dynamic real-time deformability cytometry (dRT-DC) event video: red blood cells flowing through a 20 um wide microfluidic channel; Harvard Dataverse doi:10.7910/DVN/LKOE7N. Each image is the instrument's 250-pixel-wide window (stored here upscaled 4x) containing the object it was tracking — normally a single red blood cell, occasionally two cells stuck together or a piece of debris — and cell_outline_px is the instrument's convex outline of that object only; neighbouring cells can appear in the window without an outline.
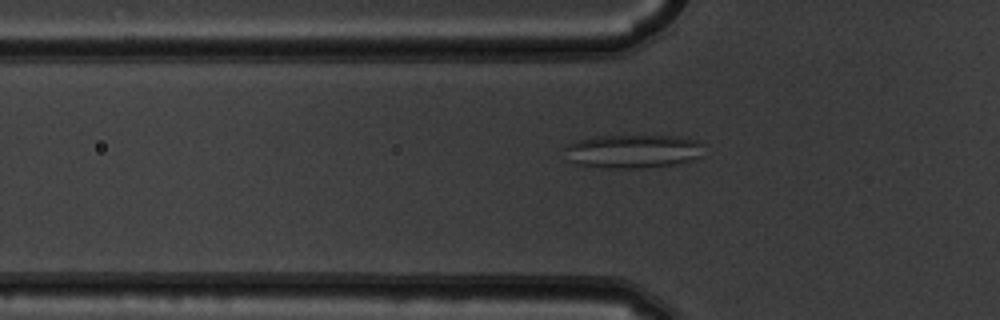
{"species": "common noctule bat (a hibernating species)", "species_latin": "Nyctalus noctula", "temperature_condition": "warm", "stored_images_in_passage": 9, "camera_frame_rate_fps": 3000, "um_per_image_px": 0.085, "animal": {"sex": "male", "body_mass_g": 19.5, "forearm_length_mm": 54.6}, "frame": {"image": 1, "passage_image": 6, "time_ms": 1.667, "image_size_px": [1000, 320], "cell_outline_px": [[700, 156], [692, 160], [676, 164], [640, 168], [608, 168], [576, 164], [568, 160], [564, 148], [568, 144], [580, 140], [596, 136], [680, 136], [696, 140], [700, 144]], "centroid_in_image_um": [53.76, 12.86], "position_along_channel_um": 72.0, "area_um2": 26.99}}
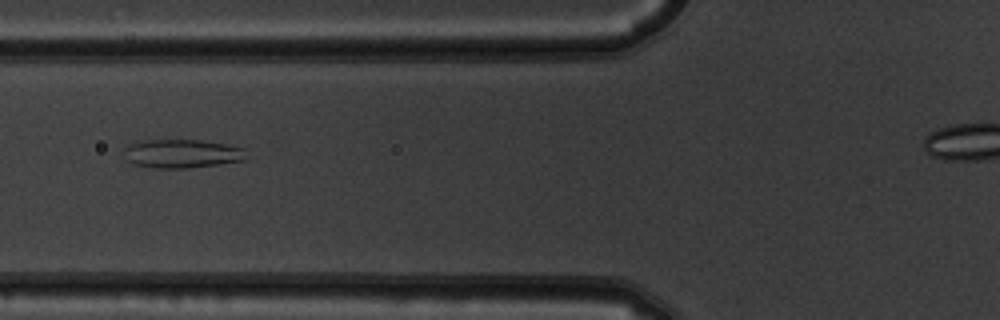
{"frame": {"image": 2, "passage_image": 7, "time_ms": 2.0, "image_size_px": [1000, 320], "cell_outline_px": [[248, 160], [188, 168], [156, 168], [132, 164], [128, 160], [124, 148], [128, 144], [136, 140], [200, 140], [228, 144], [244, 148]], "centroid_in_image_um": [15.49, 13.05], "position_along_channel_um": 110.3, "area_um2": 20.63}}
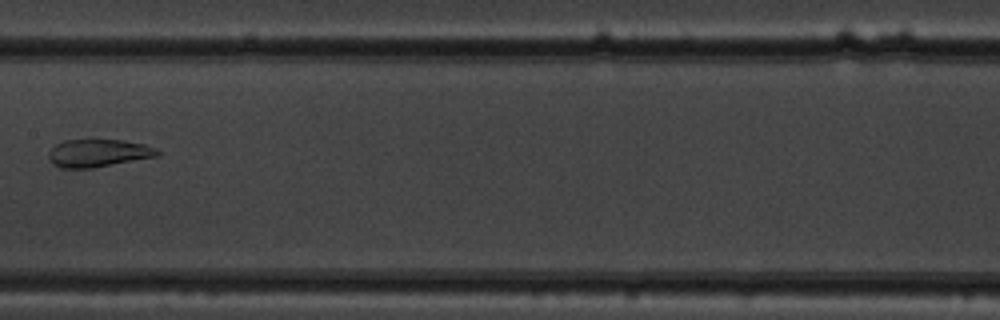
{"frame": {"image": 3, "passage_image": 9, "time_ms": 2.667, "image_size_px": [1000, 320], "cell_outline_px": [[160, 156], [92, 168], [60, 168], [52, 164], [48, 160], [48, 152], [56, 144], [64, 140], [88, 136], [92, 136], [124, 140], [144, 144], [156, 148], [160, 152]], "centroid_in_image_um": [8.32, 12.96], "position_along_channel_um": 199.1, "area_um2": 18.67}}